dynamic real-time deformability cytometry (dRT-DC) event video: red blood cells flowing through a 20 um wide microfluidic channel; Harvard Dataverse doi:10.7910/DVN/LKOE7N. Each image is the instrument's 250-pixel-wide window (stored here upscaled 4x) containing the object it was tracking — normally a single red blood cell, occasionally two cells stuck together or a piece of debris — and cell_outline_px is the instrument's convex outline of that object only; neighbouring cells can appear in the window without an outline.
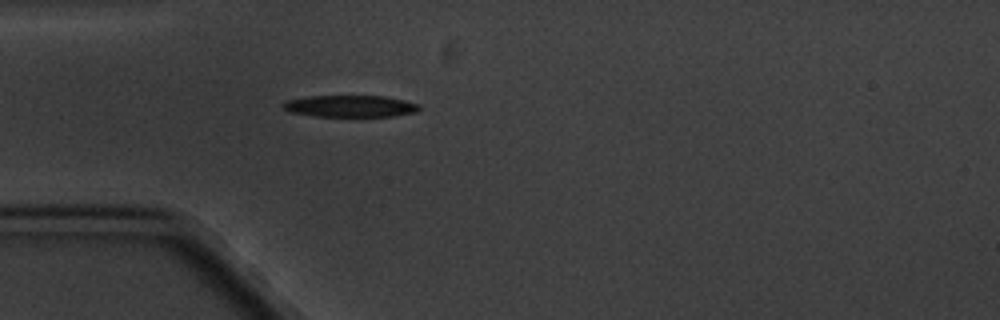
{"species": "common noctule bat (a hibernating species)", "species_latin": "Nyctalus noctula", "temperature_condition": "cold", "stored_images_in_passage": 1, "camera_frame_rate_fps": 3000, "um_per_image_px": 0.085, "animal": {"sex": "male", "body_mass_g": 20.1, "forearm_length_mm": 53.5}, "frame": {"image": 1, "passage_image": 1, "time_ms": 0.0, "image_size_px": [1000, 320], "cell_outline_px": [[420, 108], [416, 112], [392, 116], [316, 116], [288, 112], [280, 104], [284, 100], [308, 96], [384, 96], [404, 100], [420, 104]], "centroid_in_image_um": [29.72, 9.02], "position_along_channel_um": 55.3, "area_um2": 17.34}}